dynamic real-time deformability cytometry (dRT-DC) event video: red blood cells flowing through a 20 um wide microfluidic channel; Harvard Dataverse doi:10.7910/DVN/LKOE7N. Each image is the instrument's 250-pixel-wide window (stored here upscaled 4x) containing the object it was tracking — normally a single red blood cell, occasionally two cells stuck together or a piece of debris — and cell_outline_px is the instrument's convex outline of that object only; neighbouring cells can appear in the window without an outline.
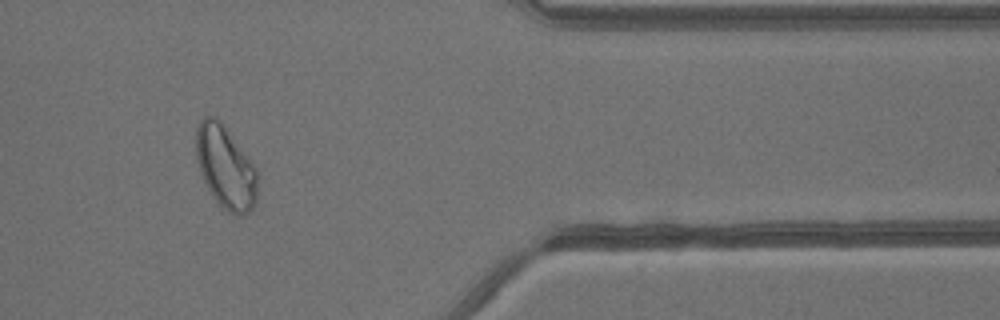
{"species": "common noctule bat (a hibernating species)", "species_latin": "Nyctalus noctula", "temperature_condition": "warm", "stored_images_in_passage": 40, "camera_frame_rate_fps": 3000, "um_per_image_px": 0.085, "animal": {"sex": "male", "body_mass_g": 13.3}, "frame": {"image": 1, "passage_image": 34, "time_ms": 11.0, "image_size_px": [1000, 320], "cell_outline_px": [[260, 172], [256, 204], [244, 216], [232, 216], [212, 196], [200, 172], [196, 156], [196, 128], [200, 120], [204, 116], [212, 116], [220, 120], [224, 124]], "centroid_in_image_um": [19.22, 14.23], "position_along_channel_um": 392.2, "area_um2": 30.29}}